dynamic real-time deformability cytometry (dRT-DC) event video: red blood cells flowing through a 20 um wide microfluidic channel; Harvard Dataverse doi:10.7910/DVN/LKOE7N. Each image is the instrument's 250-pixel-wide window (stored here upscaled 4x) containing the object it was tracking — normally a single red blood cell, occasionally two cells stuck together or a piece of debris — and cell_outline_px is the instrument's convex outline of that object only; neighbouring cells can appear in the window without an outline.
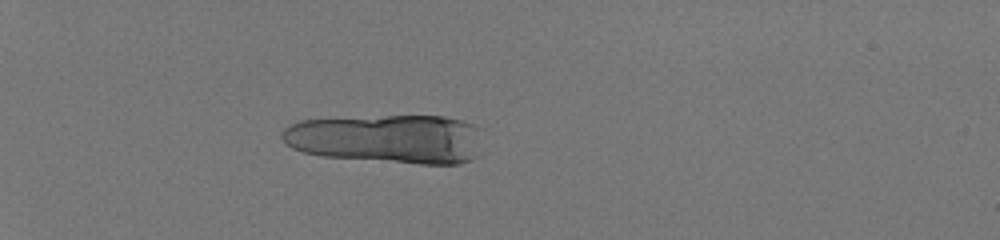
{"species": "human", "species_latin": "Homo sapiens", "temperature_condition": "room temperature", "stored_images_in_passage": 18, "camera_frame_rate_fps": 3000, "um_per_image_px": 0.085, "donor": {"sex": "male"}, "frame": {"image": 1, "passage_image": 1, "time_ms": 0.0, "image_size_px": [1000, 240], "cell_outline_px": [[480, 156], [472, 160], [460, 164], [420, 164], [320, 156], [304, 152], [292, 148], [280, 136], [280, 132], [288, 124], [300, 120], [384, 116], [444, 116], [460, 120], [472, 124], [480, 128]], "centroid_in_image_um": [32.95, 11.81], "position_along_channel_um": 52.0, "area_um2": 57.92}}
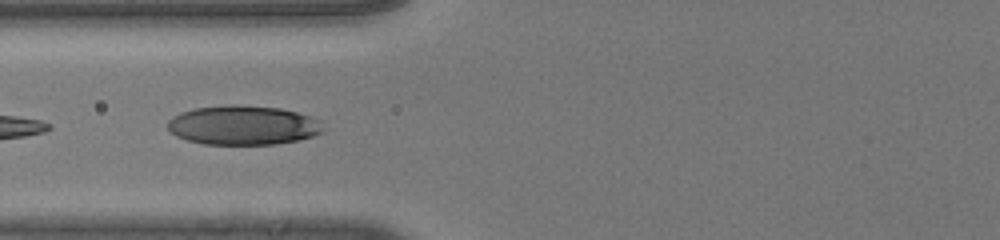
{"frame": {"image": 2, "passage_image": 10, "time_ms": 3.0, "image_size_px": [1000, 240], "cell_outline_px": [[324, 132], [300, 140], [276, 144], [204, 144], [188, 140], [176, 136], [168, 128], [168, 120], [172, 116], [180, 112], [192, 108], [228, 104], [232, 104], [280, 108], [312, 116], [320, 120], [324, 128]], "centroid_in_image_um": [20.68, 10.63], "position_along_channel_um": 105.1, "area_um2": 35.95}}